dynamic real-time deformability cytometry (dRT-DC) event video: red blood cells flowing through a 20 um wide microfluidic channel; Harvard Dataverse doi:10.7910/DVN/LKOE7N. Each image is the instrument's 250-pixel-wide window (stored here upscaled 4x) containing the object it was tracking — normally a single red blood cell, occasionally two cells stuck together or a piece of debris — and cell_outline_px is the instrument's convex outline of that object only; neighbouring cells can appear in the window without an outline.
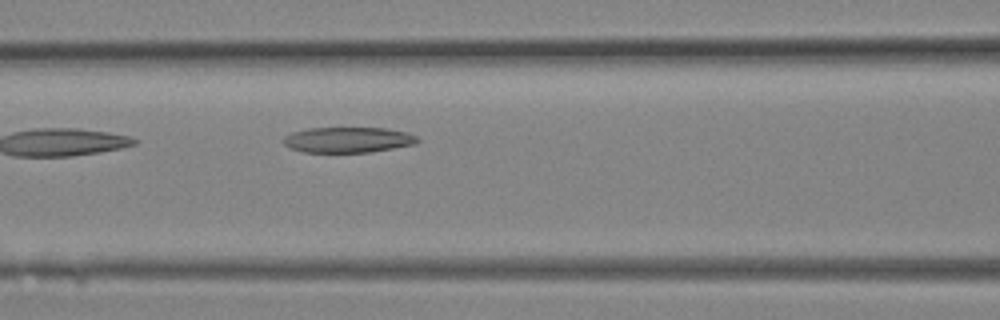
{"species": "Egyptian fruit bat (a non-hibernating species)", "species_latin": "Rousettus aegyptiacus", "temperature_condition": "room temperature", "stored_images_in_passage": 6, "camera_frame_rate_fps": 3000, "um_per_image_px": 0.085, "animal": {"sex": "female"}, "frame": {"image": 1, "passage_image": 6, "time_ms": 1.667, "image_size_px": [1000, 320], "cell_outline_px": [[420, 140], [416, 144], [368, 152], [304, 152], [288, 148], [284, 144], [284, 136], [292, 132], [308, 128], [388, 128], [408, 132], [416, 136]], "centroid_in_image_um": [29.58, 11.88], "position_along_channel_um": 137.0, "area_um2": 20.0}}